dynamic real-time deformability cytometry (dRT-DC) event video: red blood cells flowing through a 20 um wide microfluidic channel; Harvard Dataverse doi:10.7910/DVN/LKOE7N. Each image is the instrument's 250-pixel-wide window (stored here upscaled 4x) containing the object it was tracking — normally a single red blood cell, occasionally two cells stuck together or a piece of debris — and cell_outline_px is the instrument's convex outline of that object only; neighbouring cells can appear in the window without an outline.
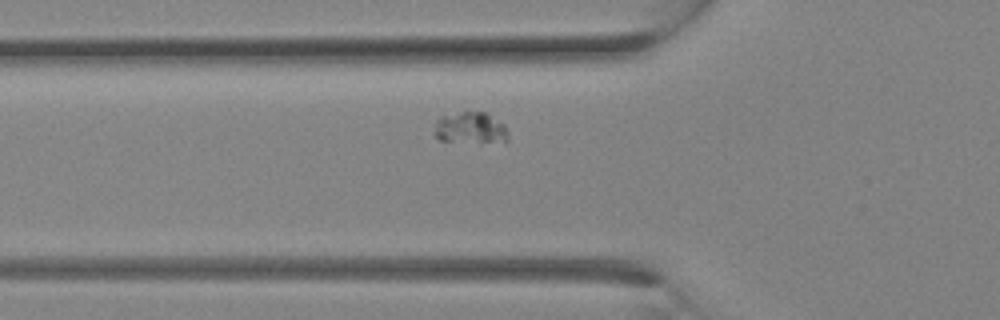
{"species": "Egyptian fruit bat (a non-hibernating species)", "species_latin": "Rousettus aegyptiacus", "temperature_condition": "room temperature", "stored_images_in_passage": 21, "segment_of_instrument_passage": [1, 2], "camera_frame_rate_fps": 3000, "um_per_image_px": 0.085, "animal": {"sex": "female"}, "frame": {"image": 1, "passage_image": 3, "time_ms": 0.667, "image_size_px": [1000, 320], "cell_outline_px": [[508, 140], [440, 140], [436, 136], [436, 120], [440, 116], [460, 112], [484, 112], [504, 124], [508, 136]], "centroid_in_image_um": [39.96, 10.82], "position_along_channel_um": 85.8, "area_um2": 12.66}}
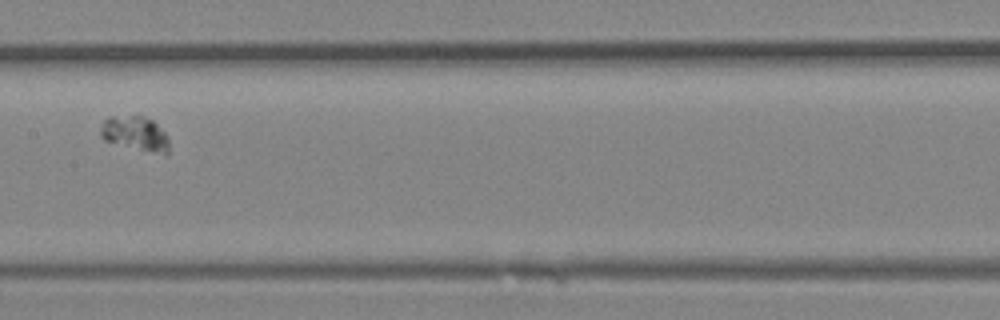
{"frame": {"image": 2, "passage_image": 8, "time_ms": 2.333, "image_size_px": [1000, 320], "cell_outline_px": [[168, 152], [164, 152], [140, 148], [104, 140], [100, 136], [100, 128], [104, 120], [108, 116], [144, 116], [152, 120], [164, 132], [168, 140]], "centroid_in_image_um": [11.43, 11.28], "position_along_channel_um": 196.0, "area_um2": 13.01}}
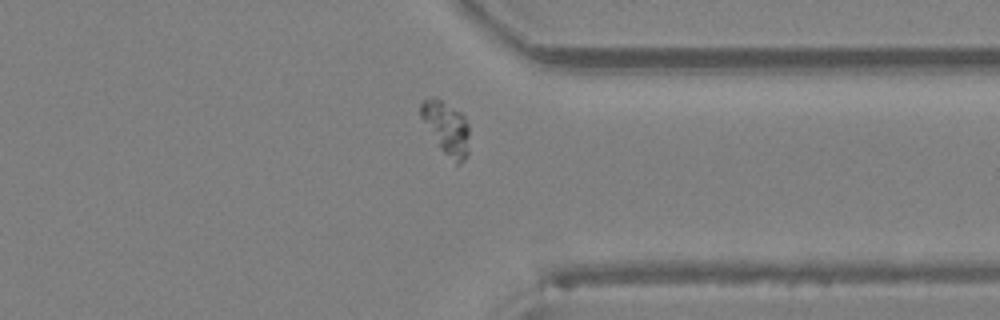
{"frame": {"image": 3, "passage_image": 16, "time_ms": 5.0, "image_size_px": [1000, 320], "cell_outline_px": [[468, 156], [460, 164], [456, 164], [440, 148], [420, 116], [420, 104], [424, 100], [432, 96], [436, 96], [460, 112], [464, 116], [468, 124]], "centroid_in_image_um": [37.95, 10.86], "position_along_channel_um": 373.5, "area_um2": 14.91}}